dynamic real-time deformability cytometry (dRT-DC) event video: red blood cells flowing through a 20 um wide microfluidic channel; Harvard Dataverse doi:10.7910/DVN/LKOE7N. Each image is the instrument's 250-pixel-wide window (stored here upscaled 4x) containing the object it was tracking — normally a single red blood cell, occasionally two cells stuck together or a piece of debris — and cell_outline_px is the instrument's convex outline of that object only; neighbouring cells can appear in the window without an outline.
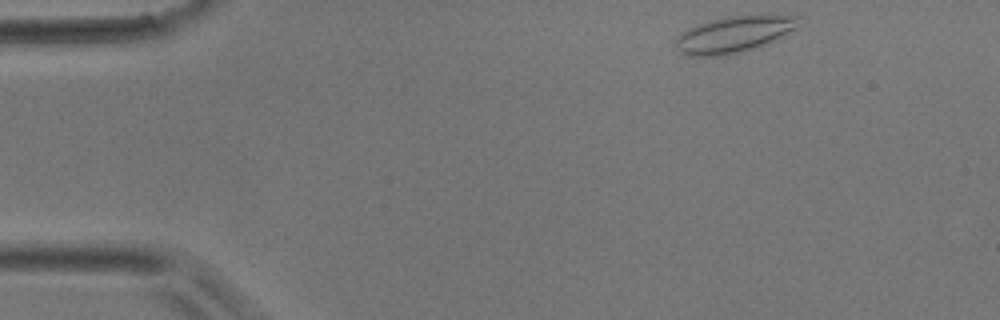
{"species": "common noctule bat (a hibernating species)", "species_latin": "Nyctalus noctula", "temperature_condition": "room temperature", "stored_images_in_passage": 4, "camera_frame_rate_fps": 3000, "um_per_image_px": 0.085, "animal": {"sex": "male", "body_mass_g": 17.9}, "frame": {"image": 1, "passage_image": 1, "time_ms": 0.0, "image_size_px": [1000, 320], "cell_outline_px": [[800, 16], [796, 28], [772, 40], [752, 48], [728, 56], [692, 56], [680, 52], [676, 48], [676, 36], [688, 28], [708, 20], [728, 16]], "centroid_in_image_um": [62.28, 2.93], "position_along_channel_um": 22.7, "area_um2": 25.43}}